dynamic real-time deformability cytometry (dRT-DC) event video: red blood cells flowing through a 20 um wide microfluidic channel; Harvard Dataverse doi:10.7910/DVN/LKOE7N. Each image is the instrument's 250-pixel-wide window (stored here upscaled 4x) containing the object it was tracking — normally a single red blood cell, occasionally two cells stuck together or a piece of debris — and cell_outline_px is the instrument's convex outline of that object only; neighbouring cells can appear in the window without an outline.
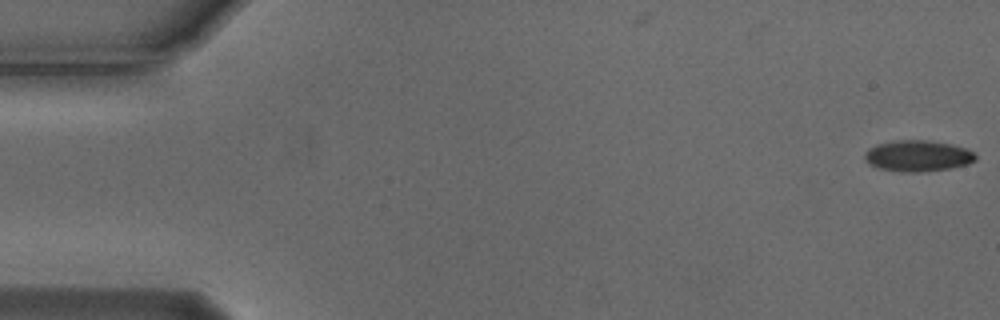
{"species": "Egyptian fruit bat (a non-hibernating species)", "species_latin": "Rousettus aegyptiacus", "temperature_condition": "cold", "stored_images_in_passage": 55, "camera_frame_rate_fps": 3000, "um_per_image_px": 0.085, "animal": {"sex": "male"}, "frame": {"image": 1, "passage_image": 1, "time_ms": 0.0, "image_size_px": [1000, 320], "cell_outline_px": [[976, 160], [968, 164], [948, 168], [920, 172], [904, 172], [880, 168], [868, 164], [864, 160], [864, 152], [868, 148], [876, 144], [896, 140], [928, 140], [952, 144], [964, 148], [972, 152], [976, 156]], "centroid_in_image_um": [77.96, 13.24], "position_along_channel_um": 7.0, "area_um2": 20.11}}
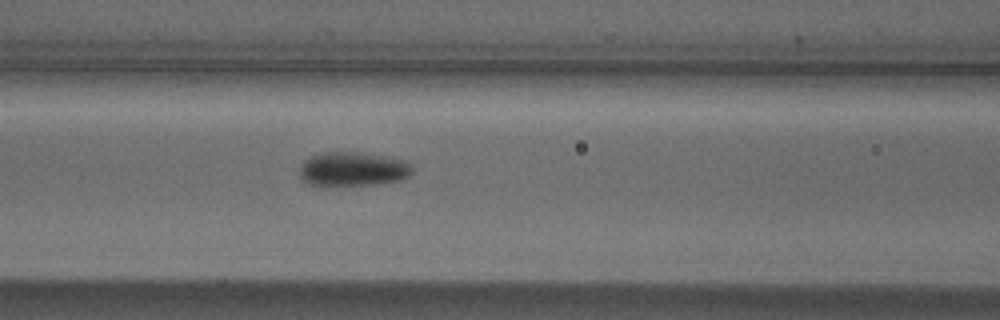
{"frame": {"image": 2, "passage_image": 23, "time_ms": 7.333, "image_size_px": [1000, 320], "cell_outline_px": [[412, 172], [408, 176], [400, 180], [372, 184], [308, 184], [300, 176], [300, 164], [304, 160], [320, 152], [356, 152], [384, 156], [408, 160], [412, 164]], "centroid_in_image_um": [30.02, 14.34], "position_along_channel_um": 136.6, "area_um2": 22.14}}
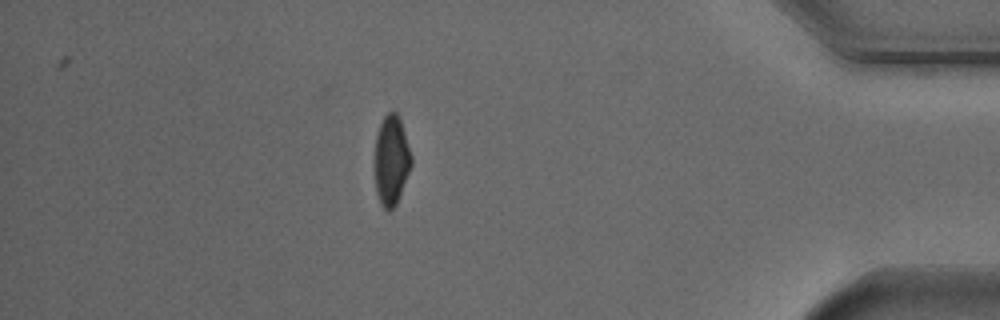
{"frame": {"image": 3, "passage_image": 48, "time_ms": 15.667, "image_size_px": [1000, 320], "cell_outline_px": [[412, 164], [396, 204], [388, 212], [380, 204], [376, 192], [376, 136], [380, 124], [384, 116], [388, 112], [396, 112], [400, 120], [412, 156]], "centroid_in_image_um": [33.27, 13.64], "position_along_channel_um": 401.9, "area_um2": 18.73}, "authors_computed_cell_mechanics": {"area_um2": 20.4034, "velocity_mm_per_s": 3.7273, "shape_relaxation_time_tau1_ms": 3.5625, "shape_relaxation_time_tau2_ms": null, "deformation_change_tau1": 0.1221, "deformation_change_tau2": null}}